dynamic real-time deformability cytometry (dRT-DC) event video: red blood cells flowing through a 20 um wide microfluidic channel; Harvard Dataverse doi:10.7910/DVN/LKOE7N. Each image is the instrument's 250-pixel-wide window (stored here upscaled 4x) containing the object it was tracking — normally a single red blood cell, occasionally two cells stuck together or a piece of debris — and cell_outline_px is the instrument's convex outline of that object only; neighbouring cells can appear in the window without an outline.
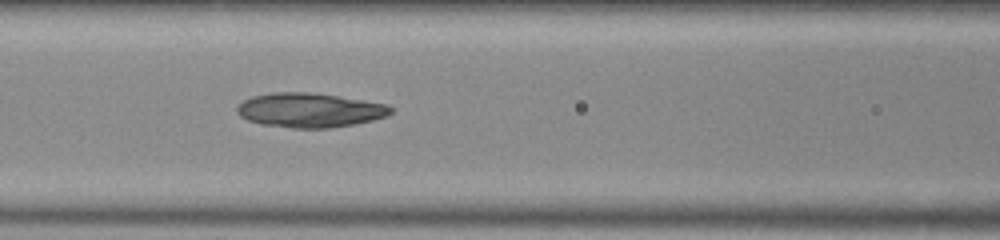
{"species": "common noctule bat (a hibernating species)", "species_latin": "Nyctalus noctula", "temperature_condition": "room temperature", "stored_images_in_passage": 51, "camera_frame_rate_fps": 3000, "um_per_image_px": 0.085, "animal": {"sex": "male", "body_mass_g": 20.0, "forearm_length_mm": 53.3}, "frame": {"image": 1, "passage_image": 19, "time_ms": 6.0, "image_size_px": [1000, 240], "cell_outline_px": [[392, 112], [388, 116], [356, 124], [328, 128], [292, 128], [260, 124], [248, 120], [240, 116], [236, 112], [236, 108], [244, 100], [252, 96], [272, 92], [308, 92], [364, 100], [388, 104], [392, 108]], "centroid_in_image_um": [26.32, 9.37], "position_along_channel_um": 140.3, "area_um2": 30.87}}
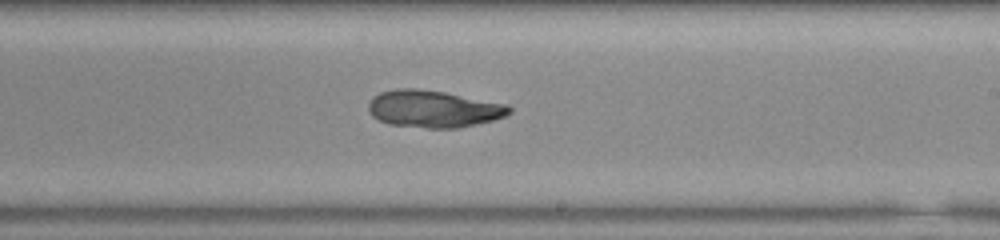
{"frame": {"image": 2, "passage_image": 28, "time_ms": 9.0, "image_size_px": [1000, 240], "cell_outline_px": [[512, 112], [504, 116], [492, 120], [460, 128], [428, 128], [388, 124], [372, 116], [368, 112], [368, 104], [372, 96], [380, 92], [396, 88], [416, 88], [444, 92], [508, 104], [512, 108]], "centroid_in_image_um": [36.82, 9.25], "position_along_channel_um": 252.2, "area_um2": 30.63}}
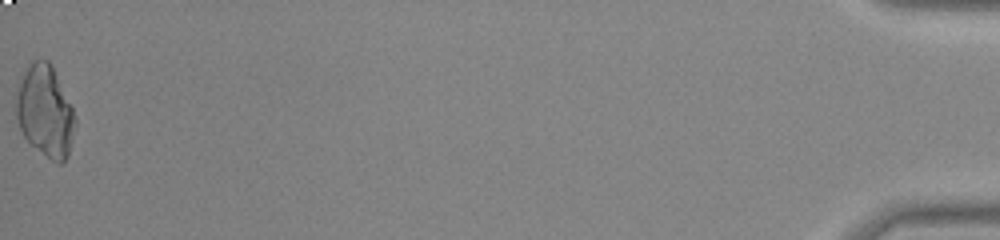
{"frame": {"image": 3, "passage_image": 51, "time_ms": 16.667, "image_size_px": [1000, 240], "cell_outline_px": [[76, 124], [68, 156], [60, 164], [56, 164], [32, 144], [24, 136], [20, 128], [16, 116], [16, 100], [20, 84], [32, 60], [48, 60], [52, 64], [72, 108], [76, 120]], "centroid_in_image_um": [3.87, 9.48], "position_along_channel_um": 431.3, "area_um2": 30.87}}